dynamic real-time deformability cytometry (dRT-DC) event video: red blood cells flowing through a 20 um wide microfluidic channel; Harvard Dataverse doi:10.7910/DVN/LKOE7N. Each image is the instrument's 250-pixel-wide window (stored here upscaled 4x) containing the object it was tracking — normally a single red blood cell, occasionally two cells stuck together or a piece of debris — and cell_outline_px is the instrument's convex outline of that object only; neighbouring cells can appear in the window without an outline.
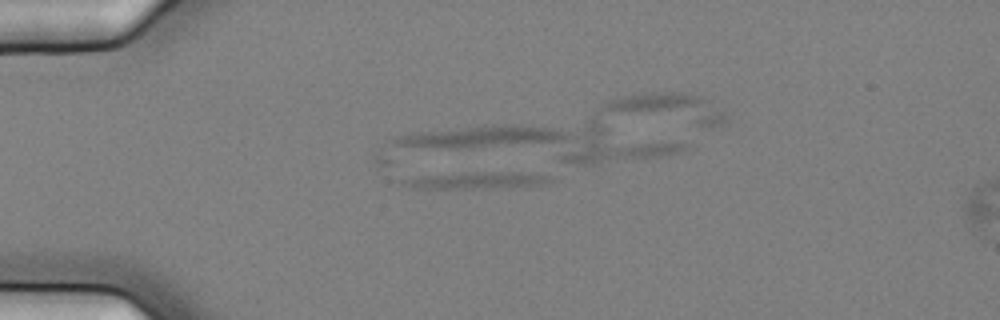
{"species": "common noctule bat (a hibernating species)", "species_latin": "Nyctalus noctula", "temperature_condition": "cold", "stored_images_in_passage": 8, "camera_frame_rate_fps": 3000, "um_per_image_px": 0.085, "animal": {"sex": "female", "body_mass_g": 25.1}, "frame": {"image": 1, "passage_image": 6, "time_ms": 1.667, "image_size_px": [1000, 320], "cell_outline_px": [[560, 180], [548, 184], [512, 188], [420, 188], [400, 184], [400, 180], [420, 176], [464, 172], [552, 172]], "centroid_in_image_um": [40.94, 15.31], "position_along_channel_um": 44.1, "area_um2": 15.43}}